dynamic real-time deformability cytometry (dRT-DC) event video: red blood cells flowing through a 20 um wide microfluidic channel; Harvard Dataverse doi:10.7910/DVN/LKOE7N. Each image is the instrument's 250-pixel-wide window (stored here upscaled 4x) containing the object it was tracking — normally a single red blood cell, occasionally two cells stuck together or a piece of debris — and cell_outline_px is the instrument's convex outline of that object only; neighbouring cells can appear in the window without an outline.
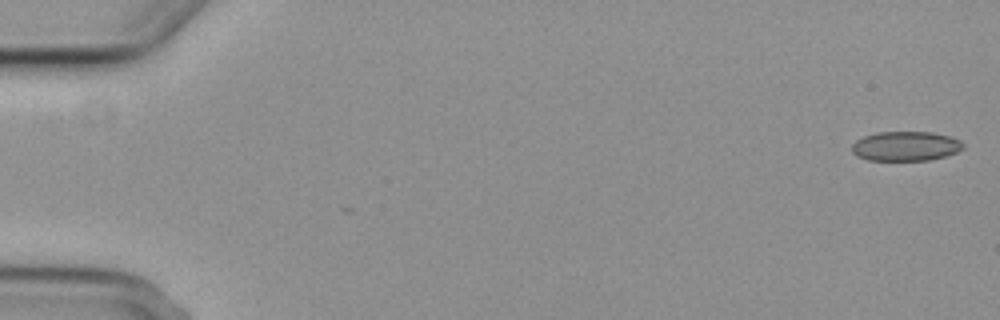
{"species": "common noctule bat (a hibernating species)", "species_latin": "Nyctalus noctula", "temperature_condition": "cold", "stored_images_in_passage": 6, "camera_frame_rate_fps": 3000, "um_per_image_px": 0.085, "animal": {"sex": "female", "body_mass_g": 29.2, "forearm_length_mm": 56.3}, "frame": {"image": 1, "passage_image": 1, "time_ms": 0.0, "image_size_px": [1000, 320], "cell_outline_px": [[964, 148], [956, 152], [944, 156], [928, 160], [868, 160], [856, 156], [852, 152], [852, 144], [856, 140], [864, 136], [876, 132], [932, 132], [948, 136], [960, 140], [964, 144]], "centroid_in_image_um": [76.96, 12.42], "position_along_channel_um": 8.0, "area_um2": 19.13}}
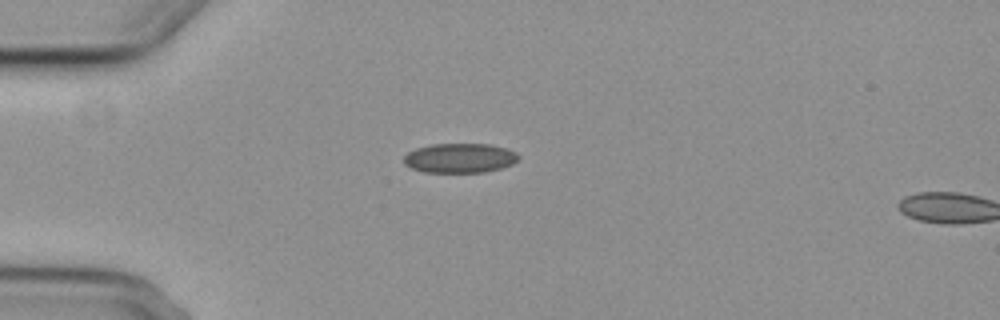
{"frame": {"image": 2, "passage_image": 5, "time_ms": 4.667, "image_size_px": [1000, 320], "cell_outline_px": [[520, 156], [512, 164], [500, 168], [484, 172], [424, 172], [412, 168], [404, 164], [404, 156], [408, 152], [416, 148], [432, 144], [488, 144], [508, 148], [516, 152]], "centroid_in_image_um": [39.08, 13.43], "position_along_channel_um": 45.9, "area_um2": 19.71}}